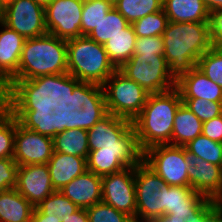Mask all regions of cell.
I'll use <instances>...</instances> for the list:
<instances>
[{
  "label": "cell",
  "instance_id": "6da1fadb",
  "mask_svg": "<svg viewBox=\"0 0 222 222\" xmlns=\"http://www.w3.org/2000/svg\"><path fill=\"white\" fill-rule=\"evenodd\" d=\"M78 82L69 73L12 80L11 90L0 103L9 112H53L59 102L73 93Z\"/></svg>",
  "mask_w": 222,
  "mask_h": 222
},
{
  "label": "cell",
  "instance_id": "7a4b0ae2",
  "mask_svg": "<svg viewBox=\"0 0 222 222\" xmlns=\"http://www.w3.org/2000/svg\"><path fill=\"white\" fill-rule=\"evenodd\" d=\"M162 38L164 57L176 79L196 67L199 58L212 47L209 23L168 21Z\"/></svg>",
  "mask_w": 222,
  "mask_h": 222
},
{
  "label": "cell",
  "instance_id": "3957f363",
  "mask_svg": "<svg viewBox=\"0 0 222 222\" xmlns=\"http://www.w3.org/2000/svg\"><path fill=\"white\" fill-rule=\"evenodd\" d=\"M182 103L176 87L148 96L142 111L132 121L142 151L155 145H172L174 117Z\"/></svg>",
  "mask_w": 222,
  "mask_h": 222
},
{
  "label": "cell",
  "instance_id": "277c9868",
  "mask_svg": "<svg viewBox=\"0 0 222 222\" xmlns=\"http://www.w3.org/2000/svg\"><path fill=\"white\" fill-rule=\"evenodd\" d=\"M63 73H68L67 40L46 33L25 39L18 73L12 80H30Z\"/></svg>",
  "mask_w": 222,
  "mask_h": 222
},
{
  "label": "cell",
  "instance_id": "5b68a950",
  "mask_svg": "<svg viewBox=\"0 0 222 222\" xmlns=\"http://www.w3.org/2000/svg\"><path fill=\"white\" fill-rule=\"evenodd\" d=\"M67 67L79 81L101 86L117 70L104 45L87 36L67 40Z\"/></svg>",
  "mask_w": 222,
  "mask_h": 222
},
{
  "label": "cell",
  "instance_id": "8992f818",
  "mask_svg": "<svg viewBox=\"0 0 222 222\" xmlns=\"http://www.w3.org/2000/svg\"><path fill=\"white\" fill-rule=\"evenodd\" d=\"M108 113L133 121L150 95L117 69L102 85Z\"/></svg>",
  "mask_w": 222,
  "mask_h": 222
},
{
  "label": "cell",
  "instance_id": "52a82bcc",
  "mask_svg": "<svg viewBox=\"0 0 222 222\" xmlns=\"http://www.w3.org/2000/svg\"><path fill=\"white\" fill-rule=\"evenodd\" d=\"M119 70L149 94L166 92L176 87V78L170 72L164 56L133 55Z\"/></svg>",
  "mask_w": 222,
  "mask_h": 222
},
{
  "label": "cell",
  "instance_id": "ba28073f",
  "mask_svg": "<svg viewBox=\"0 0 222 222\" xmlns=\"http://www.w3.org/2000/svg\"><path fill=\"white\" fill-rule=\"evenodd\" d=\"M143 162L170 186L189 187L191 159L184 146L160 144L143 151Z\"/></svg>",
  "mask_w": 222,
  "mask_h": 222
},
{
  "label": "cell",
  "instance_id": "9c48e42d",
  "mask_svg": "<svg viewBox=\"0 0 222 222\" xmlns=\"http://www.w3.org/2000/svg\"><path fill=\"white\" fill-rule=\"evenodd\" d=\"M163 192V215L185 219V222H200L203 217L218 203L191 187L170 186L161 188Z\"/></svg>",
  "mask_w": 222,
  "mask_h": 222
},
{
  "label": "cell",
  "instance_id": "30bf717a",
  "mask_svg": "<svg viewBox=\"0 0 222 222\" xmlns=\"http://www.w3.org/2000/svg\"><path fill=\"white\" fill-rule=\"evenodd\" d=\"M166 182L143 161L135 167L136 216L159 218L163 216V192Z\"/></svg>",
  "mask_w": 222,
  "mask_h": 222
},
{
  "label": "cell",
  "instance_id": "8fae6325",
  "mask_svg": "<svg viewBox=\"0 0 222 222\" xmlns=\"http://www.w3.org/2000/svg\"><path fill=\"white\" fill-rule=\"evenodd\" d=\"M89 150L110 146H139L130 120L108 113L87 130Z\"/></svg>",
  "mask_w": 222,
  "mask_h": 222
},
{
  "label": "cell",
  "instance_id": "7c38bea8",
  "mask_svg": "<svg viewBox=\"0 0 222 222\" xmlns=\"http://www.w3.org/2000/svg\"><path fill=\"white\" fill-rule=\"evenodd\" d=\"M82 0H54L45 7L48 33L69 40L81 37Z\"/></svg>",
  "mask_w": 222,
  "mask_h": 222
},
{
  "label": "cell",
  "instance_id": "4fadbf2b",
  "mask_svg": "<svg viewBox=\"0 0 222 222\" xmlns=\"http://www.w3.org/2000/svg\"><path fill=\"white\" fill-rule=\"evenodd\" d=\"M3 24L25 39L48 33L45 24V7L34 0H14L8 3Z\"/></svg>",
  "mask_w": 222,
  "mask_h": 222
},
{
  "label": "cell",
  "instance_id": "5bb4252c",
  "mask_svg": "<svg viewBox=\"0 0 222 222\" xmlns=\"http://www.w3.org/2000/svg\"><path fill=\"white\" fill-rule=\"evenodd\" d=\"M102 201L130 217L136 216L135 167L102 176Z\"/></svg>",
  "mask_w": 222,
  "mask_h": 222
},
{
  "label": "cell",
  "instance_id": "9a60e30c",
  "mask_svg": "<svg viewBox=\"0 0 222 222\" xmlns=\"http://www.w3.org/2000/svg\"><path fill=\"white\" fill-rule=\"evenodd\" d=\"M53 153V138L21 126L16 119L13 159L18 166L47 164Z\"/></svg>",
  "mask_w": 222,
  "mask_h": 222
},
{
  "label": "cell",
  "instance_id": "2e32d148",
  "mask_svg": "<svg viewBox=\"0 0 222 222\" xmlns=\"http://www.w3.org/2000/svg\"><path fill=\"white\" fill-rule=\"evenodd\" d=\"M15 189L36 207L55 191L51 183L48 165L18 166Z\"/></svg>",
  "mask_w": 222,
  "mask_h": 222
},
{
  "label": "cell",
  "instance_id": "e0dca14e",
  "mask_svg": "<svg viewBox=\"0 0 222 222\" xmlns=\"http://www.w3.org/2000/svg\"><path fill=\"white\" fill-rule=\"evenodd\" d=\"M189 187L210 199L222 202V174L220 166L200 157H190Z\"/></svg>",
  "mask_w": 222,
  "mask_h": 222
},
{
  "label": "cell",
  "instance_id": "ac0fdd59",
  "mask_svg": "<svg viewBox=\"0 0 222 222\" xmlns=\"http://www.w3.org/2000/svg\"><path fill=\"white\" fill-rule=\"evenodd\" d=\"M60 192L79 208H90L102 201V176L87 170L64 186Z\"/></svg>",
  "mask_w": 222,
  "mask_h": 222
},
{
  "label": "cell",
  "instance_id": "d6986e66",
  "mask_svg": "<svg viewBox=\"0 0 222 222\" xmlns=\"http://www.w3.org/2000/svg\"><path fill=\"white\" fill-rule=\"evenodd\" d=\"M181 98H201L209 102H222V88L207 78L197 67L176 79Z\"/></svg>",
  "mask_w": 222,
  "mask_h": 222
},
{
  "label": "cell",
  "instance_id": "ffe728a7",
  "mask_svg": "<svg viewBox=\"0 0 222 222\" xmlns=\"http://www.w3.org/2000/svg\"><path fill=\"white\" fill-rule=\"evenodd\" d=\"M47 165L52 186L58 191L87 171L86 158L54 151Z\"/></svg>",
  "mask_w": 222,
  "mask_h": 222
},
{
  "label": "cell",
  "instance_id": "44dd1931",
  "mask_svg": "<svg viewBox=\"0 0 222 222\" xmlns=\"http://www.w3.org/2000/svg\"><path fill=\"white\" fill-rule=\"evenodd\" d=\"M25 38L0 24V68L12 80L18 73Z\"/></svg>",
  "mask_w": 222,
  "mask_h": 222
},
{
  "label": "cell",
  "instance_id": "7402d4cb",
  "mask_svg": "<svg viewBox=\"0 0 222 222\" xmlns=\"http://www.w3.org/2000/svg\"><path fill=\"white\" fill-rule=\"evenodd\" d=\"M163 10L171 22L209 23L210 11L204 0H163Z\"/></svg>",
  "mask_w": 222,
  "mask_h": 222
},
{
  "label": "cell",
  "instance_id": "603a6c76",
  "mask_svg": "<svg viewBox=\"0 0 222 222\" xmlns=\"http://www.w3.org/2000/svg\"><path fill=\"white\" fill-rule=\"evenodd\" d=\"M34 208L15 188L0 192V222H30Z\"/></svg>",
  "mask_w": 222,
  "mask_h": 222
},
{
  "label": "cell",
  "instance_id": "cb8c5ba5",
  "mask_svg": "<svg viewBox=\"0 0 222 222\" xmlns=\"http://www.w3.org/2000/svg\"><path fill=\"white\" fill-rule=\"evenodd\" d=\"M202 128L203 122L182 103L174 117L172 145L186 146L202 134Z\"/></svg>",
  "mask_w": 222,
  "mask_h": 222
},
{
  "label": "cell",
  "instance_id": "d4e9b609",
  "mask_svg": "<svg viewBox=\"0 0 222 222\" xmlns=\"http://www.w3.org/2000/svg\"><path fill=\"white\" fill-rule=\"evenodd\" d=\"M87 103H106L104 90L101 85L79 81L68 98L59 102L57 111H75L82 109Z\"/></svg>",
  "mask_w": 222,
  "mask_h": 222
},
{
  "label": "cell",
  "instance_id": "484cf974",
  "mask_svg": "<svg viewBox=\"0 0 222 222\" xmlns=\"http://www.w3.org/2000/svg\"><path fill=\"white\" fill-rule=\"evenodd\" d=\"M136 34L132 24L104 44L111 63L120 69L134 54Z\"/></svg>",
  "mask_w": 222,
  "mask_h": 222
},
{
  "label": "cell",
  "instance_id": "4316f807",
  "mask_svg": "<svg viewBox=\"0 0 222 222\" xmlns=\"http://www.w3.org/2000/svg\"><path fill=\"white\" fill-rule=\"evenodd\" d=\"M53 151L87 159L90 151L87 130L78 128L58 133L53 137Z\"/></svg>",
  "mask_w": 222,
  "mask_h": 222
},
{
  "label": "cell",
  "instance_id": "83f0119b",
  "mask_svg": "<svg viewBox=\"0 0 222 222\" xmlns=\"http://www.w3.org/2000/svg\"><path fill=\"white\" fill-rule=\"evenodd\" d=\"M28 130L53 138L57 135L56 114L53 112H10Z\"/></svg>",
  "mask_w": 222,
  "mask_h": 222
},
{
  "label": "cell",
  "instance_id": "f1b7e54d",
  "mask_svg": "<svg viewBox=\"0 0 222 222\" xmlns=\"http://www.w3.org/2000/svg\"><path fill=\"white\" fill-rule=\"evenodd\" d=\"M130 23L113 7L88 35L99 44H105L113 36L122 33Z\"/></svg>",
  "mask_w": 222,
  "mask_h": 222
},
{
  "label": "cell",
  "instance_id": "f546056e",
  "mask_svg": "<svg viewBox=\"0 0 222 222\" xmlns=\"http://www.w3.org/2000/svg\"><path fill=\"white\" fill-rule=\"evenodd\" d=\"M114 8L130 23L163 9V0H119Z\"/></svg>",
  "mask_w": 222,
  "mask_h": 222
},
{
  "label": "cell",
  "instance_id": "4dcf8cb0",
  "mask_svg": "<svg viewBox=\"0 0 222 222\" xmlns=\"http://www.w3.org/2000/svg\"><path fill=\"white\" fill-rule=\"evenodd\" d=\"M189 157H200L201 159L220 166L222 161L221 143L210 140L203 134L197 136L186 146Z\"/></svg>",
  "mask_w": 222,
  "mask_h": 222
},
{
  "label": "cell",
  "instance_id": "1f68e13d",
  "mask_svg": "<svg viewBox=\"0 0 222 222\" xmlns=\"http://www.w3.org/2000/svg\"><path fill=\"white\" fill-rule=\"evenodd\" d=\"M87 170L99 176L119 172L127 166L118 158V153L89 152Z\"/></svg>",
  "mask_w": 222,
  "mask_h": 222
},
{
  "label": "cell",
  "instance_id": "d6a6232c",
  "mask_svg": "<svg viewBox=\"0 0 222 222\" xmlns=\"http://www.w3.org/2000/svg\"><path fill=\"white\" fill-rule=\"evenodd\" d=\"M114 6L106 0L85 1L82 8L81 33L87 36Z\"/></svg>",
  "mask_w": 222,
  "mask_h": 222
},
{
  "label": "cell",
  "instance_id": "836d02e7",
  "mask_svg": "<svg viewBox=\"0 0 222 222\" xmlns=\"http://www.w3.org/2000/svg\"><path fill=\"white\" fill-rule=\"evenodd\" d=\"M36 208L43 215L57 216L61 220L79 209L76 204L58 190H55L52 194L47 196Z\"/></svg>",
  "mask_w": 222,
  "mask_h": 222
},
{
  "label": "cell",
  "instance_id": "e575fe53",
  "mask_svg": "<svg viewBox=\"0 0 222 222\" xmlns=\"http://www.w3.org/2000/svg\"><path fill=\"white\" fill-rule=\"evenodd\" d=\"M16 118L0 103V158H13Z\"/></svg>",
  "mask_w": 222,
  "mask_h": 222
},
{
  "label": "cell",
  "instance_id": "d590c367",
  "mask_svg": "<svg viewBox=\"0 0 222 222\" xmlns=\"http://www.w3.org/2000/svg\"><path fill=\"white\" fill-rule=\"evenodd\" d=\"M168 24V17L162 9L132 23L136 37L162 36Z\"/></svg>",
  "mask_w": 222,
  "mask_h": 222
},
{
  "label": "cell",
  "instance_id": "8d00e7d4",
  "mask_svg": "<svg viewBox=\"0 0 222 222\" xmlns=\"http://www.w3.org/2000/svg\"><path fill=\"white\" fill-rule=\"evenodd\" d=\"M196 67L222 88V47H211L199 58Z\"/></svg>",
  "mask_w": 222,
  "mask_h": 222
},
{
  "label": "cell",
  "instance_id": "74e56055",
  "mask_svg": "<svg viewBox=\"0 0 222 222\" xmlns=\"http://www.w3.org/2000/svg\"><path fill=\"white\" fill-rule=\"evenodd\" d=\"M182 102L201 122L222 115V102H209L201 98H182Z\"/></svg>",
  "mask_w": 222,
  "mask_h": 222
},
{
  "label": "cell",
  "instance_id": "f35d334b",
  "mask_svg": "<svg viewBox=\"0 0 222 222\" xmlns=\"http://www.w3.org/2000/svg\"><path fill=\"white\" fill-rule=\"evenodd\" d=\"M86 210L89 222H129L131 218L103 201Z\"/></svg>",
  "mask_w": 222,
  "mask_h": 222
},
{
  "label": "cell",
  "instance_id": "ab89813d",
  "mask_svg": "<svg viewBox=\"0 0 222 222\" xmlns=\"http://www.w3.org/2000/svg\"><path fill=\"white\" fill-rule=\"evenodd\" d=\"M89 152L118 153V158L127 167H136L143 161V151L139 146H110Z\"/></svg>",
  "mask_w": 222,
  "mask_h": 222
},
{
  "label": "cell",
  "instance_id": "60d3db41",
  "mask_svg": "<svg viewBox=\"0 0 222 222\" xmlns=\"http://www.w3.org/2000/svg\"><path fill=\"white\" fill-rule=\"evenodd\" d=\"M80 129L88 130L108 114L106 103H87L79 110Z\"/></svg>",
  "mask_w": 222,
  "mask_h": 222
},
{
  "label": "cell",
  "instance_id": "b9f144b4",
  "mask_svg": "<svg viewBox=\"0 0 222 222\" xmlns=\"http://www.w3.org/2000/svg\"><path fill=\"white\" fill-rule=\"evenodd\" d=\"M17 170L18 165L13 158H0V192L16 187Z\"/></svg>",
  "mask_w": 222,
  "mask_h": 222
},
{
  "label": "cell",
  "instance_id": "7bdbcfd3",
  "mask_svg": "<svg viewBox=\"0 0 222 222\" xmlns=\"http://www.w3.org/2000/svg\"><path fill=\"white\" fill-rule=\"evenodd\" d=\"M154 54L164 56L162 36L136 37L133 55Z\"/></svg>",
  "mask_w": 222,
  "mask_h": 222
},
{
  "label": "cell",
  "instance_id": "ee69618b",
  "mask_svg": "<svg viewBox=\"0 0 222 222\" xmlns=\"http://www.w3.org/2000/svg\"><path fill=\"white\" fill-rule=\"evenodd\" d=\"M56 114L57 134L69 129H80V114L78 110L59 112L56 109L53 111Z\"/></svg>",
  "mask_w": 222,
  "mask_h": 222
},
{
  "label": "cell",
  "instance_id": "f6af8a7d",
  "mask_svg": "<svg viewBox=\"0 0 222 222\" xmlns=\"http://www.w3.org/2000/svg\"><path fill=\"white\" fill-rule=\"evenodd\" d=\"M209 29L212 47H222V9L210 12Z\"/></svg>",
  "mask_w": 222,
  "mask_h": 222
},
{
  "label": "cell",
  "instance_id": "bcb514c9",
  "mask_svg": "<svg viewBox=\"0 0 222 222\" xmlns=\"http://www.w3.org/2000/svg\"><path fill=\"white\" fill-rule=\"evenodd\" d=\"M202 134L210 140L222 142V115L203 122Z\"/></svg>",
  "mask_w": 222,
  "mask_h": 222
},
{
  "label": "cell",
  "instance_id": "7dc6e473",
  "mask_svg": "<svg viewBox=\"0 0 222 222\" xmlns=\"http://www.w3.org/2000/svg\"><path fill=\"white\" fill-rule=\"evenodd\" d=\"M200 222H222V202H218Z\"/></svg>",
  "mask_w": 222,
  "mask_h": 222
},
{
  "label": "cell",
  "instance_id": "c3c4849f",
  "mask_svg": "<svg viewBox=\"0 0 222 222\" xmlns=\"http://www.w3.org/2000/svg\"><path fill=\"white\" fill-rule=\"evenodd\" d=\"M61 222H89L87 210L79 208L75 213L62 218Z\"/></svg>",
  "mask_w": 222,
  "mask_h": 222
},
{
  "label": "cell",
  "instance_id": "681fc988",
  "mask_svg": "<svg viewBox=\"0 0 222 222\" xmlns=\"http://www.w3.org/2000/svg\"><path fill=\"white\" fill-rule=\"evenodd\" d=\"M12 80L0 68V100L11 90Z\"/></svg>",
  "mask_w": 222,
  "mask_h": 222
},
{
  "label": "cell",
  "instance_id": "f907efd6",
  "mask_svg": "<svg viewBox=\"0 0 222 222\" xmlns=\"http://www.w3.org/2000/svg\"><path fill=\"white\" fill-rule=\"evenodd\" d=\"M57 216L43 215L36 207L34 208L32 219L30 222H61Z\"/></svg>",
  "mask_w": 222,
  "mask_h": 222
},
{
  "label": "cell",
  "instance_id": "816d5d0a",
  "mask_svg": "<svg viewBox=\"0 0 222 222\" xmlns=\"http://www.w3.org/2000/svg\"><path fill=\"white\" fill-rule=\"evenodd\" d=\"M204 2L210 12L222 9V0H204Z\"/></svg>",
  "mask_w": 222,
  "mask_h": 222
},
{
  "label": "cell",
  "instance_id": "f5cc1de1",
  "mask_svg": "<svg viewBox=\"0 0 222 222\" xmlns=\"http://www.w3.org/2000/svg\"><path fill=\"white\" fill-rule=\"evenodd\" d=\"M158 222H185V219L174 217L172 214L163 215L162 217L157 218Z\"/></svg>",
  "mask_w": 222,
  "mask_h": 222
},
{
  "label": "cell",
  "instance_id": "db71d44e",
  "mask_svg": "<svg viewBox=\"0 0 222 222\" xmlns=\"http://www.w3.org/2000/svg\"><path fill=\"white\" fill-rule=\"evenodd\" d=\"M129 222H158L157 218H143L139 216H134L130 218Z\"/></svg>",
  "mask_w": 222,
  "mask_h": 222
},
{
  "label": "cell",
  "instance_id": "11a10c76",
  "mask_svg": "<svg viewBox=\"0 0 222 222\" xmlns=\"http://www.w3.org/2000/svg\"><path fill=\"white\" fill-rule=\"evenodd\" d=\"M6 4L0 0V24L4 23Z\"/></svg>",
  "mask_w": 222,
  "mask_h": 222
},
{
  "label": "cell",
  "instance_id": "9f6ffc18",
  "mask_svg": "<svg viewBox=\"0 0 222 222\" xmlns=\"http://www.w3.org/2000/svg\"><path fill=\"white\" fill-rule=\"evenodd\" d=\"M36 3L40 4L43 7H46L54 0H34Z\"/></svg>",
  "mask_w": 222,
  "mask_h": 222
},
{
  "label": "cell",
  "instance_id": "6f0895ef",
  "mask_svg": "<svg viewBox=\"0 0 222 222\" xmlns=\"http://www.w3.org/2000/svg\"><path fill=\"white\" fill-rule=\"evenodd\" d=\"M108 2H110L112 5H114L115 3H117L119 0H106Z\"/></svg>",
  "mask_w": 222,
  "mask_h": 222
},
{
  "label": "cell",
  "instance_id": "680465c9",
  "mask_svg": "<svg viewBox=\"0 0 222 222\" xmlns=\"http://www.w3.org/2000/svg\"><path fill=\"white\" fill-rule=\"evenodd\" d=\"M6 5L8 4V3H10L11 1H14V0H2Z\"/></svg>",
  "mask_w": 222,
  "mask_h": 222
},
{
  "label": "cell",
  "instance_id": "91938a15",
  "mask_svg": "<svg viewBox=\"0 0 222 222\" xmlns=\"http://www.w3.org/2000/svg\"><path fill=\"white\" fill-rule=\"evenodd\" d=\"M221 146H222V142H221ZM220 170H221V174H222V161H221V164H220Z\"/></svg>",
  "mask_w": 222,
  "mask_h": 222
}]
</instances>
